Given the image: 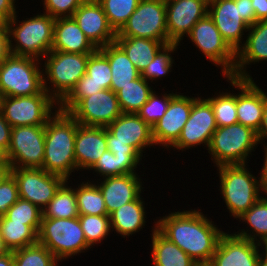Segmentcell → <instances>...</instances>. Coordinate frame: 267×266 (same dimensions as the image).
<instances>
[{
	"label": "cell",
	"instance_id": "6da1fadb",
	"mask_svg": "<svg viewBox=\"0 0 267 266\" xmlns=\"http://www.w3.org/2000/svg\"><path fill=\"white\" fill-rule=\"evenodd\" d=\"M156 228L197 264H209L225 233L198 210L177 211L156 222Z\"/></svg>",
	"mask_w": 267,
	"mask_h": 266
},
{
	"label": "cell",
	"instance_id": "7a4b0ae2",
	"mask_svg": "<svg viewBox=\"0 0 267 266\" xmlns=\"http://www.w3.org/2000/svg\"><path fill=\"white\" fill-rule=\"evenodd\" d=\"M77 121L58 108L45 125V148L42 168L59 175L66 181L77 170L75 159V136Z\"/></svg>",
	"mask_w": 267,
	"mask_h": 266
},
{
	"label": "cell",
	"instance_id": "3957f363",
	"mask_svg": "<svg viewBox=\"0 0 267 266\" xmlns=\"http://www.w3.org/2000/svg\"><path fill=\"white\" fill-rule=\"evenodd\" d=\"M17 17L15 14L7 21L11 54L38 60L40 57L44 58L51 51L53 44L55 18L42 13L22 22L19 21L20 24H18ZM11 40L16 44L13 45Z\"/></svg>",
	"mask_w": 267,
	"mask_h": 266
},
{
	"label": "cell",
	"instance_id": "277c9868",
	"mask_svg": "<svg viewBox=\"0 0 267 266\" xmlns=\"http://www.w3.org/2000/svg\"><path fill=\"white\" fill-rule=\"evenodd\" d=\"M108 150L119 158H141L155 145L152 127L135 113H122L106 127Z\"/></svg>",
	"mask_w": 267,
	"mask_h": 266
},
{
	"label": "cell",
	"instance_id": "5b68a950",
	"mask_svg": "<svg viewBox=\"0 0 267 266\" xmlns=\"http://www.w3.org/2000/svg\"><path fill=\"white\" fill-rule=\"evenodd\" d=\"M246 164L218 166L220 189L231 216L238 218L261 198V175L256 179Z\"/></svg>",
	"mask_w": 267,
	"mask_h": 266
},
{
	"label": "cell",
	"instance_id": "8992f818",
	"mask_svg": "<svg viewBox=\"0 0 267 266\" xmlns=\"http://www.w3.org/2000/svg\"><path fill=\"white\" fill-rule=\"evenodd\" d=\"M90 54L65 53L51 50L44 62V90L59 104L86 74ZM50 81V82H48ZM48 82V83H47ZM51 84L53 88L47 84ZM51 90V91H50Z\"/></svg>",
	"mask_w": 267,
	"mask_h": 266
},
{
	"label": "cell",
	"instance_id": "52a82bcc",
	"mask_svg": "<svg viewBox=\"0 0 267 266\" xmlns=\"http://www.w3.org/2000/svg\"><path fill=\"white\" fill-rule=\"evenodd\" d=\"M258 145L257 133L252 128L235 123L218 127L212 135L208 153L216 166L246 164Z\"/></svg>",
	"mask_w": 267,
	"mask_h": 266
},
{
	"label": "cell",
	"instance_id": "ba28073f",
	"mask_svg": "<svg viewBox=\"0 0 267 266\" xmlns=\"http://www.w3.org/2000/svg\"><path fill=\"white\" fill-rule=\"evenodd\" d=\"M39 60L11 54L0 64V92L2 97L48 94L44 90L43 70Z\"/></svg>",
	"mask_w": 267,
	"mask_h": 266
},
{
	"label": "cell",
	"instance_id": "9c48e42d",
	"mask_svg": "<svg viewBox=\"0 0 267 266\" xmlns=\"http://www.w3.org/2000/svg\"><path fill=\"white\" fill-rule=\"evenodd\" d=\"M38 243L48 248L60 260L91 248L85 239L79 217L41 218Z\"/></svg>",
	"mask_w": 267,
	"mask_h": 266
},
{
	"label": "cell",
	"instance_id": "30bf717a",
	"mask_svg": "<svg viewBox=\"0 0 267 266\" xmlns=\"http://www.w3.org/2000/svg\"><path fill=\"white\" fill-rule=\"evenodd\" d=\"M116 37H137L171 44L166 28V1L140 0Z\"/></svg>",
	"mask_w": 267,
	"mask_h": 266
},
{
	"label": "cell",
	"instance_id": "8fae6325",
	"mask_svg": "<svg viewBox=\"0 0 267 266\" xmlns=\"http://www.w3.org/2000/svg\"><path fill=\"white\" fill-rule=\"evenodd\" d=\"M55 104L49 94L2 97L0 112L11 127L45 126L57 108Z\"/></svg>",
	"mask_w": 267,
	"mask_h": 266
},
{
	"label": "cell",
	"instance_id": "7c38bea8",
	"mask_svg": "<svg viewBox=\"0 0 267 266\" xmlns=\"http://www.w3.org/2000/svg\"><path fill=\"white\" fill-rule=\"evenodd\" d=\"M187 36L210 62L222 68L223 76L233 74L236 52L224 40L209 14L201 18Z\"/></svg>",
	"mask_w": 267,
	"mask_h": 266
},
{
	"label": "cell",
	"instance_id": "4fadbf2b",
	"mask_svg": "<svg viewBox=\"0 0 267 266\" xmlns=\"http://www.w3.org/2000/svg\"><path fill=\"white\" fill-rule=\"evenodd\" d=\"M45 126L12 127L7 156L12 168H42Z\"/></svg>",
	"mask_w": 267,
	"mask_h": 266
},
{
	"label": "cell",
	"instance_id": "5bb4252c",
	"mask_svg": "<svg viewBox=\"0 0 267 266\" xmlns=\"http://www.w3.org/2000/svg\"><path fill=\"white\" fill-rule=\"evenodd\" d=\"M11 174L17 181L19 198L28 200L41 210L66 181L63 177L41 168H12Z\"/></svg>",
	"mask_w": 267,
	"mask_h": 266
},
{
	"label": "cell",
	"instance_id": "9a60e30c",
	"mask_svg": "<svg viewBox=\"0 0 267 266\" xmlns=\"http://www.w3.org/2000/svg\"><path fill=\"white\" fill-rule=\"evenodd\" d=\"M68 113L81 125L107 127L123 112L117 94L104 89L81 99Z\"/></svg>",
	"mask_w": 267,
	"mask_h": 266
},
{
	"label": "cell",
	"instance_id": "2e32d148",
	"mask_svg": "<svg viewBox=\"0 0 267 266\" xmlns=\"http://www.w3.org/2000/svg\"><path fill=\"white\" fill-rule=\"evenodd\" d=\"M217 128L211 104L206 99L198 97L192 104L189 118L180 137L171 147L183 150L203 143L209 147L212 135Z\"/></svg>",
	"mask_w": 267,
	"mask_h": 266
},
{
	"label": "cell",
	"instance_id": "e0dca14e",
	"mask_svg": "<svg viewBox=\"0 0 267 266\" xmlns=\"http://www.w3.org/2000/svg\"><path fill=\"white\" fill-rule=\"evenodd\" d=\"M168 40L179 44L192 27L208 14L209 0H165Z\"/></svg>",
	"mask_w": 267,
	"mask_h": 266
},
{
	"label": "cell",
	"instance_id": "ac0fdd59",
	"mask_svg": "<svg viewBox=\"0 0 267 266\" xmlns=\"http://www.w3.org/2000/svg\"><path fill=\"white\" fill-rule=\"evenodd\" d=\"M208 14L224 40L237 52L243 46V32L250 27L241 17L240 0H209Z\"/></svg>",
	"mask_w": 267,
	"mask_h": 266
},
{
	"label": "cell",
	"instance_id": "d6986e66",
	"mask_svg": "<svg viewBox=\"0 0 267 266\" xmlns=\"http://www.w3.org/2000/svg\"><path fill=\"white\" fill-rule=\"evenodd\" d=\"M196 99L197 97L190 98L175 93L164 116L152 127L155 145L161 144L163 147L169 148L178 140Z\"/></svg>",
	"mask_w": 267,
	"mask_h": 266
},
{
	"label": "cell",
	"instance_id": "ffe728a7",
	"mask_svg": "<svg viewBox=\"0 0 267 266\" xmlns=\"http://www.w3.org/2000/svg\"><path fill=\"white\" fill-rule=\"evenodd\" d=\"M231 86L240 92L236 94V108L238 123L258 131L267 101V92L264 93L253 79H236L226 77Z\"/></svg>",
	"mask_w": 267,
	"mask_h": 266
},
{
	"label": "cell",
	"instance_id": "44dd1931",
	"mask_svg": "<svg viewBox=\"0 0 267 266\" xmlns=\"http://www.w3.org/2000/svg\"><path fill=\"white\" fill-rule=\"evenodd\" d=\"M262 244L250 241L235 234L224 233L216 252L210 261L211 266H258Z\"/></svg>",
	"mask_w": 267,
	"mask_h": 266
},
{
	"label": "cell",
	"instance_id": "7402d4cb",
	"mask_svg": "<svg viewBox=\"0 0 267 266\" xmlns=\"http://www.w3.org/2000/svg\"><path fill=\"white\" fill-rule=\"evenodd\" d=\"M72 17L97 48L114 43L117 33L110 26L100 3H82Z\"/></svg>",
	"mask_w": 267,
	"mask_h": 266
},
{
	"label": "cell",
	"instance_id": "603a6c76",
	"mask_svg": "<svg viewBox=\"0 0 267 266\" xmlns=\"http://www.w3.org/2000/svg\"><path fill=\"white\" fill-rule=\"evenodd\" d=\"M107 150L106 127L85 126L77 122L74 146L77 171L90 170Z\"/></svg>",
	"mask_w": 267,
	"mask_h": 266
},
{
	"label": "cell",
	"instance_id": "cb8c5ba5",
	"mask_svg": "<svg viewBox=\"0 0 267 266\" xmlns=\"http://www.w3.org/2000/svg\"><path fill=\"white\" fill-rule=\"evenodd\" d=\"M249 34L243 46L236 52V64L230 77L236 79H253L246 65L267 61V20L257 21L248 28Z\"/></svg>",
	"mask_w": 267,
	"mask_h": 266
},
{
	"label": "cell",
	"instance_id": "d4e9b609",
	"mask_svg": "<svg viewBox=\"0 0 267 266\" xmlns=\"http://www.w3.org/2000/svg\"><path fill=\"white\" fill-rule=\"evenodd\" d=\"M100 185L108 215L122 205L134 201L142 192V182L136 173L102 178Z\"/></svg>",
	"mask_w": 267,
	"mask_h": 266
},
{
	"label": "cell",
	"instance_id": "484cf974",
	"mask_svg": "<svg viewBox=\"0 0 267 266\" xmlns=\"http://www.w3.org/2000/svg\"><path fill=\"white\" fill-rule=\"evenodd\" d=\"M98 48L85 36L73 17L55 18L51 50L92 54Z\"/></svg>",
	"mask_w": 267,
	"mask_h": 266
},
{
	"label": "cell",
	"instance_id": "4316f807",
	"mask_svg": "<svg viewBox=\"0 0 267 266\" xmlns=\"http://www.w3.org/2000/svg\"><path fill=\"white\" fill-rule=\"evenodd\" d=\"M108 59L111 69L110 89L117 93L123 86L138 79L141 73L125 52L114 42L98 48Z\"/></svg>",
	"mask_w": 267,
	"mask_h": 266
},
{
	"label": "cell",
	"instance_id": "83f0119b",
	"mask_svg": "<svg viewBox=\"0 0 267 266\" xmlns=\"http://www.w3.org/2000/svg\"><path fill=\"white\" fill-rule=\"evenodd\" d=\"M141 199L139 195L134 201L122 205L109 215L112 231L115 229L114 231L125 237L139 232L145 226L146 210Z\"/></svg>",
	"mask_w": 267,
	"mask_h": 266
},
{
	"label": "cell",
	"instance_id": "f1b7e54d",
	"mask_svg": "<svg viewBox=\"0 0 267 266\" xmlns=\"http://www.w3.org/2000/svg\"><path fill=\"white\" fill-rule=\"evenodd\" d=\"M153 266H197L182 249L165 237L157 228L152 229Z\"/></svg>",
	"mask_w": 267,
	"mask_h": 266
},
{
	"label": "cell",
	"instance_id": "f546056e",
	"mask_svg": "<svg viewBox=\"0 0 267 266\" xmlns=\"http://www.w3.org/2000/svg\"><path fill=\"white\" fill-rule=\"evenodd\" d=\"M114 42L125 52L140 73L164 46L160 41L137 37H116Z\"/></svg>",
	"mask_w": 267,
	"mask_h": 266
},
{
	"label": "cell",
	"instance_id": "4dcf8cb0",
	"mask_svg": "<svg viewBox=\"0 0 267 266\" xmlns=\"http://www.w3.org/2000/svg\"><path fill=\"white\" fill-rule=\"evenodd\" d=\"M240 221L249 224L251 231L248 233L244 229L234 233L236 236L248 239L250 241L263 244L264 249L267 248V197L261 196L253 206H251L240 217ZM259 237L260 240L257 239Z\"/></svg>",
	"mask_w": 267,
	"mask_h": 266
},
{
	"label": "cell",
	"instance_id": "1f68e13d",
	"mask_svg": "<svg viewBox=\"0 0 267 266\" xmlns=\"http://www.w3.org/2000/svg\"><path fill=\"white\" fill-rule=\"evenodd\" d=\"M0 235L10 251L38 243V233L31 226L13 222L4 215L0 217Z\"/></svg>",
	"mask_w": 267,
	"mask_h": 266
},
{
	"label": "cell",
	"instance_id": "d6a6232c",
	"mask_svg": "<svg viewBox=\"0 0 267 266\" xmlns=\"http://www.w3.org/2000/svg\"><path fill=\"white\" fill-rule=\"evenodd\" d=\"M65 181L56 191L52 200L42 210V218H67L79 216L75 190Z\"/></svg>",
	"mask_w": 267,
	"mask_h": 266
},
{
	"label": "cell",
	"instance_id": "836d02e7",
	"mask_svg": "<svg viewBox=\"0 0 267 266\" xmlns=\"http://www.w3.org/2000/svg\"><path fill=\"white\" fill-rule=\"evenodd\" d=\"M142 76L132 80L130 84L123 86L116 94L120 108L123 113H135L148 101L150 94L153 92Z\"/></svg>",
	"mask_w": 267,
	"mask_h": 266
},
{
	"label": "cell",
	"instance_id": "e575fe53",
	"mask_svg": "<svg viewBox=\"0 0 267 266\" xmlns=\"http://www.w3.org/2000/svg\"><path fill=\"white\" fill-rule=\"evenodd\" d=\"M74 190L79 215H108L103 194L98 185L88 180Z\"/></svg>",
	"mask_w": 267,
	"mask_h": 266
},
{
	"label": "cell",
	"instance_id": "d590c367",
	"mask_svg": "<svg viewBox=\"0 0 267 266\" xmlns=\"http://www.w3.org/2000/svg\"><path fill=\"white\" fill-rule=\"evenodd\" d=\"M141 160L142 158H119L107 150L90 170L94 169L100 177L103 176L102 178L131 174L136 173L135 170Z\"/></svg>",
	"mask_w": 267,
	"mask_h": 266
},
{
	"label": "cell",
	"instance_id": "8d00e7d4",
	"mask_svg": "<svg viewBox=\"0 0 267 266\" xmlns=\"http://www.w3.org/2000/svg\"><path fill=\"white\" fill-rule=\"evenodd\" d=\"M14 266H58L59 260L45 246L34 245L13 251Z\"/></svg>",
	"mask_w": 267,
	"mask_h": 266
},
{
	"label": "cell",
	"instance_id": "74e56055",
	"mask_svg": "<svg viewBox=\"0 0 267 266\" xmlns=\"http://www.w3.org/2000/svg\"><path fill=\"white\" fill-rule=\"evenodd\" d=\"M140 0H101L110 26L118 33L134 13Z\"/></svg>",
	"mask_w": 267,
	"mask_h": 266
},
{
	"label": "cell",
	"instance_id": "f35d334b",
	"mask_svg": "<svg viewBox=\"0 0 267 266\" xmlns=\"http://www.w3.org/2000/svg\"><path fill=\"white\" fill-rule=\"evenodd\" d=\"M206 100L211 104L218 127L238 123L235 94L223 92Z\"/></svg>",
	"mask_w": 267,
	"mask_h": 266
},
{
	"label": "cell",
	"instance_id": "ab89813d",
	"mask_svg": "<svg viewBox=\"0 0 267 266\" xmlns=\"http://www.w3.org/2000/svg\"><path fill=\"white\" fill-rule=\"evenodd\" d=\"M13 222L31 226L37 233L41 227L42 210L28 200L19 198L4 214Z\"/></svg>",
	"mask_w": 267,
	"mask_h": 266
},
{
	"label": "cell",
	"instance_id": "60d3db41",
	"mask_svg": "<svg viewBox=\"0 0 267 266\" xmlns=\"http://www.w3.org/2000/svg\"><path fill=\"white\" fill-rule=\"evenodd\" d=\"M78 217L89 246L100 243L111 231L109 215H79Z\"/></svg>",
	"mask_w": 267,
	"mask_h": 266
},
{
	"label": "cell",
	"instance_id": "b9f144b4",
	"mask_svg": "<svg viewBox=\"0 0 267 266\" xmlns=\"http://www.w3.org/2000/svg\"><path fill=\"white\" fill-rule=\"evenodd\" d=\"M177 43H171L164 45L151 60V63L146 67V69L141 73V76L146 80L153 82V80L158 79L162 76L167 75L172 69V64L174 63L171 52L176 51ZM149 79V80H148Z\"/></svg>",
	"mask_w": 267,
	"mask_h": 266
},
{
	"label": "cell",
	"instance_id": "7bdbcfd3",
	"mask_svg": "<svg viewBox=\"0 0 267 266\" xmlns=\"http://www.w3.org/2000/svg\"><path fill=\"white\" fill-rule=\"evenodd\" d=\"M86 74L94 84L103 89H110L112 79L110 63L99 49L90 54Z\"/></svg>",
	"mask_w": 267,
	"mask_h": 266
},
{
	"label": "cell",
	"instance_id": "ee69618b",
	"mask_svg": "<svg viewBox=\"0 0 267 266\" xmlns=\"http://www.w3.org/2000/svg\"><path fill=\"white\" fill-rule=\"evenodd\" d=\"M174 95L173 92L169 94L165 93L161 99V97L156 95L155 91H153L148 101L137 112V115L153 127V125L164 116L170 100Z\"/></svg>",
	"mask_w": 267,
	"mask_h": 266
},
{
	"label": "cell",
	"instance_id": "f6af8a7d",
	"mask_svg": "<svg viewBox=\"0 0 267 266\" xmlns=\"http://www.w3.org/2000/svg\"><path fill=\"white\" fill-rule=\"evenodd\" d=\"M104 90L89 80L85 74L70 91V93L58 104L60 111L68 113L81 99Z\"/></svg>",
	"mask_w": 267,
	"mask_h": 266
},
{
	"label": "cell",
	"instance_id": "bcb514c9",
	"mask_svg": "<svg viewBox=\"0 0 267 266\" xmlns=\"http://www.w3.org/2000/svg\"><path fill=\"white\" fill-rule=\"evenodd\" d=\"M46 14L51 17H72L75 10L82 4L81 0H43Z\"/></svg>",
	"mask_w": 267,
	"mask_h": 266
},
{
	"label": "cell",
	"instance_id": "7dc6e473",
	"mask_svg": "<svg viewBox=\"0 0 267 266\" xmlns=\"http://www.w3.org/2000/svg\"><path fill=\"white\" fill-rule=\"evenodd\" d=\"M19 199L18 184L11 174L0 184V217Z\"/></svg>",
	"mask_w": 267,
	"mask_h": 266
},
{
	"label": "cell",
	"instance_id": "c3c4849f",
	"mask_svg": "<svg viewBox=\"0 0 267 266\" xmlns=\"http://www.w3.org/2000/svg\"><path fill=\"white\" fill-rule=\"evenodd\" d=\"M11 55L8 26H0V64Z\"/></svg>",
	"mask_w": 267,
	"mask_h": 266
},
{
	"label": "cell",
	"instance_id": "681fc988",
	"mask_svg": "<svg viewBox=\"0 0 267 266\" xmlns=\"http://www.w3.org/2000/svg\"><path fill=\"white\" fill-rule=\"evenodd\" d=\"M11 129L12 127L7 123L0 112V146H2L6 151L10 145Z\"/></svg>",
	"mask_w": 267,
	"mask_h": 266
},
{
	"label": "cell",
	"instance_id": "f907efd6",
	"mask_svg": "<svg viewBox=\"0 0 267 266\" xmlns=\"http://www.w3.org/2000/svg\"><path fill=\"white\" fill-rule=\"evenodd\" d=\"M251 0H240L241 17L250 26L256 23Z\"/></svg>",
	"mask_w": 267,
	"mask_h": 266
},
{
	"label": "cell",
	"instance_id": "816d5d0a",
	"mask_svg": "<svg viewBox=\"0 0 267 266\" xmlns=\"http://www.w3.org/2000/svg\"><path fill=\"white\" fill-rule=\"evenodd\" d=\"M15 0H0V15L6 20H10L16 13Z\"/></svg>",
	"mask_w": 267,
	"mask_h": 266
},
{
	"label": "cell",
	"instance_id": "f5cc1de1",
	"mask_svg": "<svg viewBox=\"0 0 267 266\" xmlns=\"http://www.w3.org/2000/svg\"><path fill=\"white\" fill-rule=\"evenodd\" d=\"M257 21L267 20V0H251Z\"/></svg>",
	"mask_w": 267,
	"mask_h": 266
},
{
	"label": "cell",
	"instance_id": "db71d44e",
	"mask_svg": "<svg viewBox=\"0 0 267 266\" xmlns=\"http://www.w3.org/2000/svg\"><path fill=\"white\" fill-rule=\"evenodd\" d=\"M256 133H257L258 144L260 142L262 143V140H264V138H267V101L264 105V112L260 127ZM264 147H265L264 152L267 153V144L266 146L264 145Z\"/></svg>",
	"mask_w": 267,
	"mask_h": 266
},
{
	"label": "cell",
	"instance_id": "11a10c76",
	"mask_svg": "<svg viewBox=\"0 0 267 266\" xmlns=\"http://www.w3.org/2000/svg\"><path fill=\"white\" fill-rule=\"evenodd\" d=\"M263 168L261 171L262 191L267 195V153H265Z\"/></svg>",
	"mask_w": 267,
	"mask_h": 266
},
{
	"label": "cell",
	"instance_id": "9f6ffc18",
	"mask_svg": "<svg viewBox=\"0 0 267 266\" xmlns=\"http://www.w3.org/2000/svg\"><path fill=\"white\" fill-rule=\"evenodd\" d=\"M11 169L10 164H0V184L11 175Z\"/></svg>",
	"mask_w": 267,
	"mask_h": 266
},
{
	"label": "cell",
	"instance_id": "6f0895ef",
	"mask_svg": "<svg viewBox=\"0 0 267 266\" xmlns=\"http://www.w3.org/2000/svg\"><path fill=\"white\" fill-rule=\"evenodd\" d=\"M0 266H14L13 251L3 257H0Z\"/></svg>",
	"mask_w": 267,
	"mask_h": 266
},
{
	"label": "cell",
	"instance_id": "680465c9",
	"mask_svg": "<svg viewBox=\"0 0 267 266\" xmlns=\"http://www.w3.org/2000/svg\"><path fill=\"white\" fill-rule=\"evenodd\" d=\"M10 252V249L6 246L2 236L0 235V257H3L9 254Z\"/></svg>",
	"mask_w": 267,
	"mask_h": 266
},
{
	"label": "cell",
	"instance_id": "91938a15",
	"mask_svg": "<svg viewBox=\"0 0 267 266\" xmlns=\"http://www.w3.org/2000/svg\"><path fill=\"white\" fill-rule=\"evenodd\" d=\"M0 164H10L7 151L2 146H0Z\"/></svg>",
	"mask_w": 267,
	"mask_h": 266
},
{
	"label": "cell",
	"instance_id": "94428289",
	"mask_svg": "<svg viewBox=\"0 0 267 266\" xmlns=\"http://www.w3.org/2000/svg\"><path fill=\"white\" fill-rule=\"evenodd\" d=\"M261 252H263V253L260 256L258 266H267V248H265V250H263Z\"/></svg>",
	"mask_w": 267,
	"mask_h": 266
},
{
	"label": "cell",
	"instance_id": "6125c7cd",
	"mask_svg": "<svg viewBox=\"0 0 267 266\" xmlns=\"http://www.w3.org/2000/svg\"><path fill=\"white\" fill-rule=\"evenodd\" d=\"M0 26H8L7 21L0 15Z\"/></svg>",
	"mask_w": 267,
	"mask_h": 266
},
{
	"label": "cell",
	"instance_id": "be15d7a7",
	"mask_svg": "<svg viewBox=\"0 0 267 266\" xmlns=\"http://www.w3.org/2000/svg\"><path fill=\"white\" fill-rule=\"evenodd\" d=\"M82 3H100L101 0H81Z\"/></svg>",
	"mask_w": 267,
	"mask_h": 266
},
{
	"label": "cell",
	"instance_id": "e7e4bbea",
	"mask_svg": "<svg viewBox=\"0 0 267 266\" xmlns=\"http://www.w3.org/2000/svg\"><path fill=\"white\" fill-rule=\"evenodd\" d=\"M197 266H211L210 264H198Z\"/></svg>",
	"mask_w": 267,
	"mask_h": 266
},
{
	"label": "cell",
	"instance_id": "03108f58",
	"mask_svg": "<svg viewBox=\"0 0 267 266\" xmlns=\"http://www.w3.org/2000/svg\"><path fill=\"white\" fill-rule=\"evenodd\" d=\"M1 101H2V94L0 92V105H1Z\"/></svg>",
	"mask_w": 267,
	"mask_h": 266
}]
</instances>
